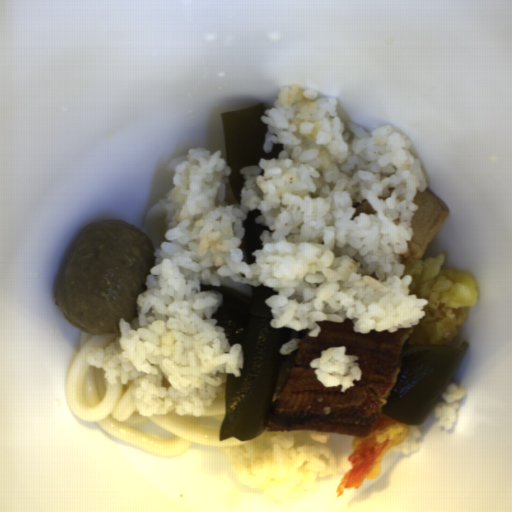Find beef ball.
<instances>
[{"label":"beef ball","instance_id":"c3f7d807","mask_svg":"<svg viewBox=\"0 0 512 512\" xmlns=\"http://www.w3.org/2000/svg\"><path fill=\"white\" fill-rule=\"evenodd\" d=\"M155 261L151 239L132 225L119 219L86 226L65 260L54 303L86 335H121L120 319L138 317Z\"/></svg>","mask_w":512,"mask_h":512}]
</instances>
